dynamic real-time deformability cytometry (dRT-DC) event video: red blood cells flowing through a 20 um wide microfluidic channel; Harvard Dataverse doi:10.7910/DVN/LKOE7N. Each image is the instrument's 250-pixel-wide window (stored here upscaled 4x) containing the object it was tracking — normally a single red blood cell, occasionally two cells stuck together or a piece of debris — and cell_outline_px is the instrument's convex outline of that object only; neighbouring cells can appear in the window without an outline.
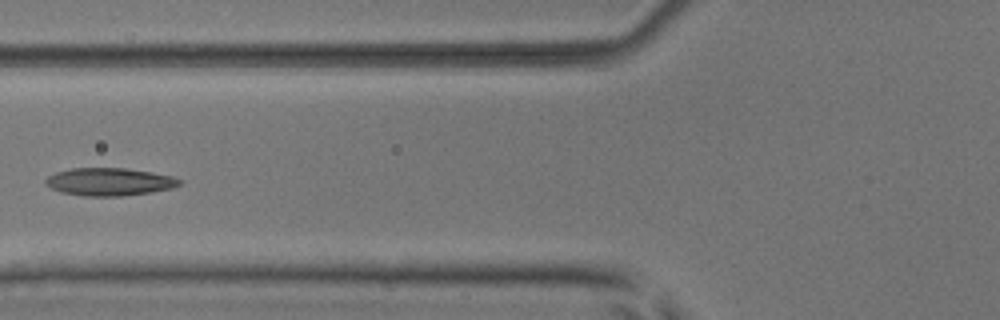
{"species": "common noctule bat (a hibernating species)", "species_latin": "Nyctalus noctula", "temperature_condition": "room temperature", "stored_images_in_passage": 7, "camera_frame_rate_fps": 3000, "um_per_image_px": 0.085, "animal": {"sex": "male", "body_mass_g": 17.9, "forearm_length_mm": 54.2}, "frame": {"image": 1, "passage_image": 7, "time_ms": 2.0, "image_size_px": [1000, 320], "cell_outline_px": [[180, 184], [172, 188], [152, 192], [120, 196], [84, 196], [60, 192], [44, 184], [44, 180], [48, 176], [56, 172], [72, 168], [124, 168], [152, 172], [172, 176], [180, 180]], "centroid_in_image_um": [9.26, 15.45], "position_along_channel_um": 116.5, "area_um2": 21.62}}